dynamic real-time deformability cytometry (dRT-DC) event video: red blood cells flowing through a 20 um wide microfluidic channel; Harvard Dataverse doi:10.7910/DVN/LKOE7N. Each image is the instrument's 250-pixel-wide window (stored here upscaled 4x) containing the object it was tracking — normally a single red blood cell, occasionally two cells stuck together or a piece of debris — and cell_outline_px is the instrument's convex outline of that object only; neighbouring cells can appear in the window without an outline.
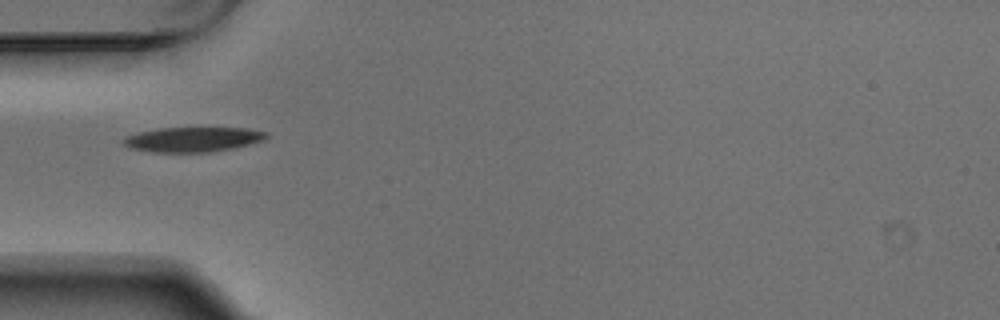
{"species": "Egyptian fruit bat (a non-hibernating species)", "species_latin": "Rousettus aegyptiacus", "temperature_condition": "warm", "stored_images_in_passage": 3, "camera_frame_rate_fps": 3000, "um_per_image_px": 0.085, "animal": {"sex": "male"}, "frame": {"image": 1, "passage_image": 3, "time_ms": 0.667, "image_size_px": [1000, 320], "cell_outline_px": [[268, 136], [264, 140], [252, 144], [232, 148], [208, 152], [152, 152], [128, 148], [120, 140], [124, 136], [136, 132], [156, 128], [248, 128], [268, 132]], "centroid_in_image_um": [16.35, 11.84], "position_along_channel_um": 68.7, "area_um2": 20.98}}